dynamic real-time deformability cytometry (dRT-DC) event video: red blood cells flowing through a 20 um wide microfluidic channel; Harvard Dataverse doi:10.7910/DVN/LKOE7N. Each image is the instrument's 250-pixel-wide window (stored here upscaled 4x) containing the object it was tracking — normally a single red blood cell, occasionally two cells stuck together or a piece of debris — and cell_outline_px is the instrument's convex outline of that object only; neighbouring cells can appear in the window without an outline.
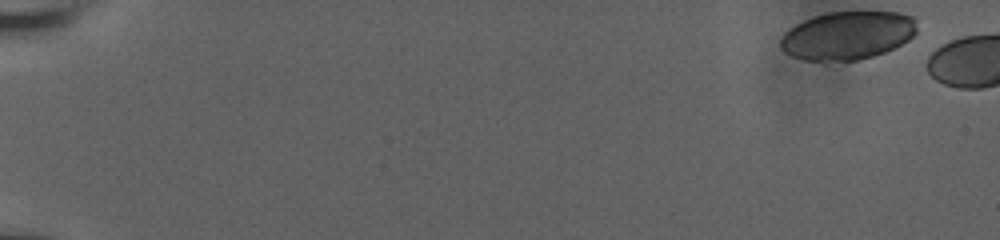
{"species": "human", "species_latin": "Homo sapiens", "temperature_condition": "room temperature", "stored_images_in_passage": 5, "camera_frame_rate_fps": 3000, "um_per_image_px": 0.085, "donor": {"sex": "male"}, "frame": {"image": 1, "passage_image": 1, "time_ms": 0.0, "image_size_px": [1000, 240], "cell_outline_px": [[916, 32], [908, 40], [884, 52], [872, 56], [856, 60], [804, 60], [792, 56], [784, 52], [780, 48], [780, 40], [784, 32], [788, 28], [812, 16], [828, 12], [896, 12], [912, 16], [916, 20]], "centroid_in_image_um": [72.01, 3.0], "position_along_channel_um": 13.0, "area_um2": 38.21}}